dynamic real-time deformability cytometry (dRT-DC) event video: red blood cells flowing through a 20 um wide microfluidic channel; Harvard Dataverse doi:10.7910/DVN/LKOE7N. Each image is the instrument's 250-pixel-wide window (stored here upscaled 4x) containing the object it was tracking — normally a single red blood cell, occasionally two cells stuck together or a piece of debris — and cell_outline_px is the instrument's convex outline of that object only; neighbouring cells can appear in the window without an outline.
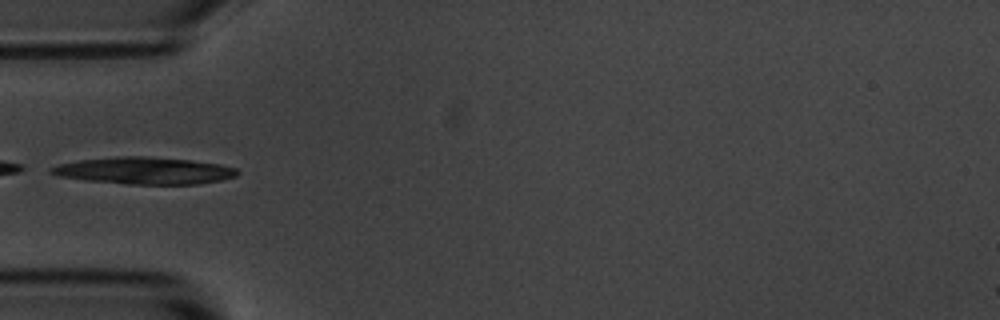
{"species": "common noctule bat (a hibernating species)", "species_latin": "Nyctalus noctula", "temperature_condition": "room temperature", "stored_images_in_passage": 2, "camera_frame_rate_fps": 3000, "um_per_image_px": 0.085, "animal": {"sex": "male", "body_mass_g": 20.1, "forearm_length_mm": 53.5}, "frame": {"image": 1, "passage_image": 2, "time_ms": 1.0, "image_size_px": [1000, 320], "cell_outline_px": [[240, 172], [236, 176], [220, 180], [200, 184], [128, 184], [88, 180], [60, 176], [48, 172], [48, 168], [56, 164], [76, 160], [120, 156], [144, 156], [192, 160], [220, 164], [236, 168]], "centroid_in_image_um": [12.25, 14.5], "position_along_channel_um": 72.7, "area_um2": 29.36}}